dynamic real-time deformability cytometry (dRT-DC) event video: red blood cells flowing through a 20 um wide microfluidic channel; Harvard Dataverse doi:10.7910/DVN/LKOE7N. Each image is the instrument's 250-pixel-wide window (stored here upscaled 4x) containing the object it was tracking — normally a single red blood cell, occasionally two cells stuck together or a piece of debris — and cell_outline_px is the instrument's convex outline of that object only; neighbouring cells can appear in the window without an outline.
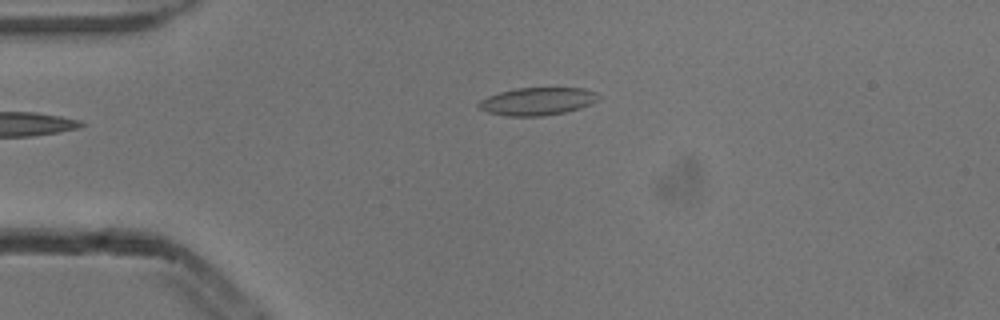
{"species": "common noctule bat (a hibernating species)", "species_latin": "Nyctalus noctula", "temperature_condition": "cold", "stored_images_in_passage": 5, "camera_frame_rate_fps": 3000, "um_per_image_px": 0.085, "animal": {"sex": "male", "body_mass_g": 13.3}, "frame": {"image": 1, "passage_image": 1, "time_ms": 0.0, "image_size_px": [1000, 320], "cell_outline_px": [[600, 96], [592, 104], [580, 108], [564, 112], [544, 116], [504, 116], [488, 112], [476, 108], [476, 104], [480, 100], [488, 96], [500, 92], [516, 88], [584, 88], [596, 92]], "centroid_in_image_um": [45.65, 8.62], "position_along_channel_um": 39.4, "area_um2": 19.48}}
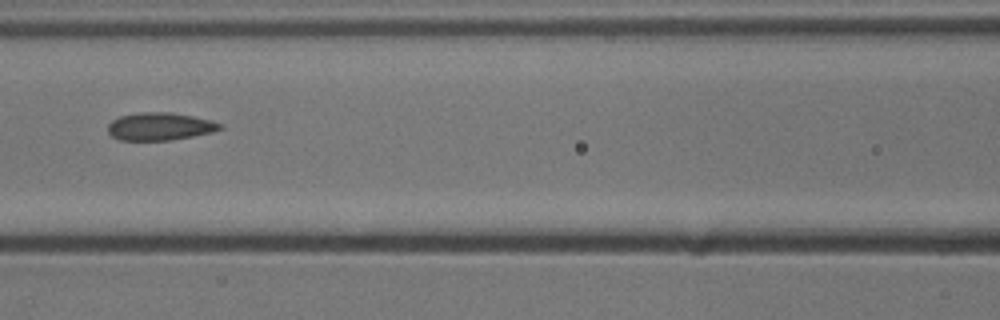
{"frame": {"image": 2, "passage_image": 4, "time_ms": 1.0, "image_size_px": [1000, 320], "cell_outline_px": [[224, 128], [212, 132], [192, 136], [168, 140], [120, 140], [112, 136], [108, 132], [108, 124], [112, 120], [120, 116], [140, 112], [168, 112], [192, 116], [212, 120], [224, 124]], "centroid_in_image_um": [13.61, 10.74], "position_along_channel_um": 153.0, "area_um2": 18.09}}
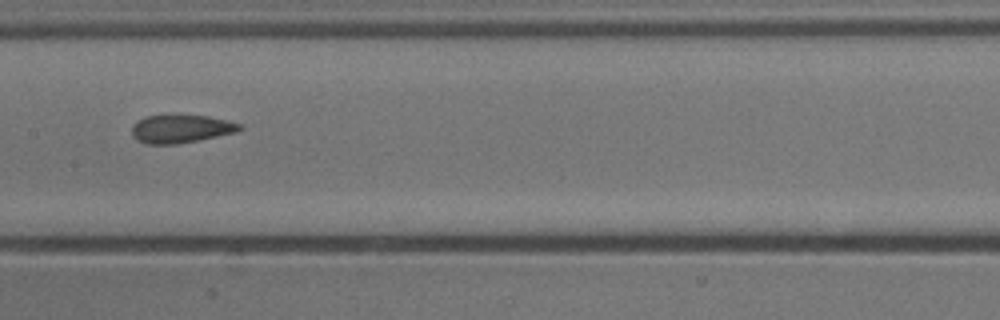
{"frame": {"image": 3, "passage_image": 5, "time_ms": 1.333, "image_size_px": [1000, 320], "cell_outline_px": [[244, 128], [236, 132], [176, 144], [148, 144], [136, 140], [132, 136], [132, 124], [136, 120], [144, 116], [208, 116], [240, 124]], "centroid_in_image_um": [15.32, 10.96], "position_along_channel_um": 192.1, "area_um2": 17.4}}